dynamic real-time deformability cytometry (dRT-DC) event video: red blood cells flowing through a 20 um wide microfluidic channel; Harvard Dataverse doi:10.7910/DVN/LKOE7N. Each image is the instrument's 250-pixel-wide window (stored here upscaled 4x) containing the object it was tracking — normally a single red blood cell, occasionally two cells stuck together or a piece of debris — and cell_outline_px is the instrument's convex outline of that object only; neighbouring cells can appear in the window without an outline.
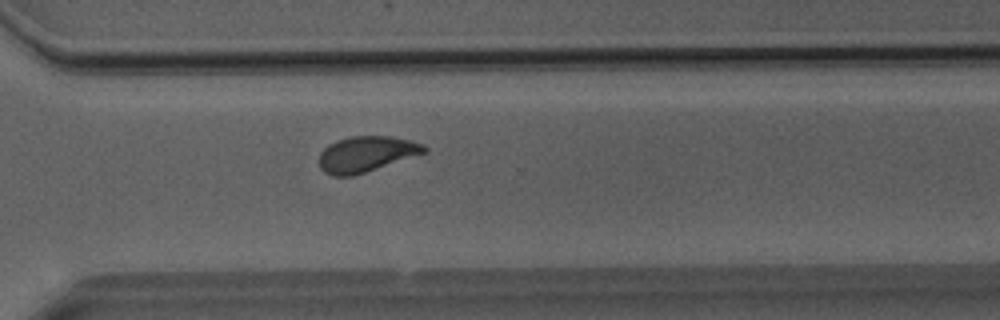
{"species": "Egyptian fruit bat (a non-hibernating species)", "species_latin": "Rousettus aegyptiacus", "temperature_condition": "room temperature", "stored_images_in_passage": 30, "camera_frame_rate_fps": 3000, "um_per_image_px": 0.085, "animal": {"sex": "male"}, "frame": {"image": 1, "passage_image": 22, "time_ms": 7.0, "image_size_px": [1000, 320], "cell_outline_px": [[428, 152], [352, 176], [332, 176], [324, 172], [320, 168], [320, 152], [328, 144], [336, 140], [352, 136], [392, 136], [424, 144], [428, 148]], "centroid_in_image_um": [31.13, 13.09], "position_along_channel_um": 339.5, "area_um2": 21.85}}